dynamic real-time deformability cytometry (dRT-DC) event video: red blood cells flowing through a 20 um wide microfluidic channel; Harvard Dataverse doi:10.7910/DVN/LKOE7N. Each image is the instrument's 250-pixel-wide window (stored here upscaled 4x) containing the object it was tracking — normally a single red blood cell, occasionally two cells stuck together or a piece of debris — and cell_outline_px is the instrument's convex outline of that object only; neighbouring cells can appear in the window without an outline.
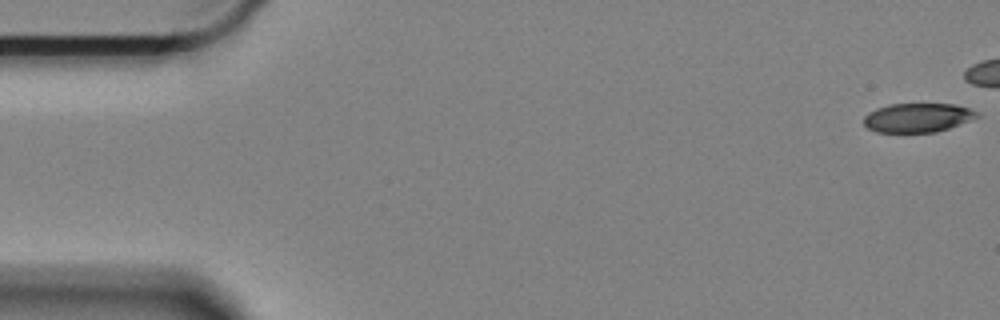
{"species": "Egyptian fruit bat (a non-hibernating species)", "species_latin": "Rousettus aegyptiacus", "temperature_condition": "cold", "stored_images_in_passage": 6, "camera_frame_rate_fps": 3000, "um_per_image_px": 0.085, "animal": {"sex": "female"}, "frame": {"image": 1, "passage_image": 1, "time_ms": 0.0, "image_size_px": [1000, 320], "cell_outline_px": [[980, 116], [948, 128], [936, 132], [876, 132], [868, 128], [864, 124], [864, 116], [868, 112], [876, 108], [888, 104], [956, 104], [968, 108], [976, 112]], "centroid_in_image_um": [77.96, 9.99], "position_along_channel_um": 7.0, "area_um2": 19.07}}